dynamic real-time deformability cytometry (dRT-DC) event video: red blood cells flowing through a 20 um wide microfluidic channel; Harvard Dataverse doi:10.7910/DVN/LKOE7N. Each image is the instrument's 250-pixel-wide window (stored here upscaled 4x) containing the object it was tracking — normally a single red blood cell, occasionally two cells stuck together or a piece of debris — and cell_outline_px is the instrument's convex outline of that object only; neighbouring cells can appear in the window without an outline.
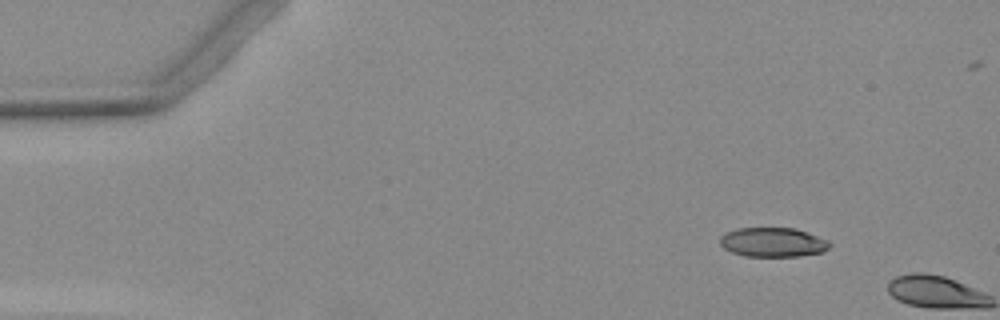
{"species": "Egyptian fruit bat (a non-hibernating species)", "species_latin": "Rousettus aegyptiacus", "temperature_condition": "warm", "stored_images_in_passage": 2, "camera_frame_rate_fps": 3000, "um_per_image_px": 0.085, "animal": {"sex": "female"}, "frame": {"image": 1, "passage_image": 1, "time_ms": 0.0, "image_size_px": [1000, 320], "cell_outline_px": [[832, 244], [824, 252], [800, 256], [744, 256], [732, 252], [724, 248], [720, 244], [720, 236], [724, 232], [736, 228], [796, 228], [828, 240]], "centroid_in_image_um": [65.69, 20.59], "position_along_channel_um": 19.3, "area_um2": 18.9}}